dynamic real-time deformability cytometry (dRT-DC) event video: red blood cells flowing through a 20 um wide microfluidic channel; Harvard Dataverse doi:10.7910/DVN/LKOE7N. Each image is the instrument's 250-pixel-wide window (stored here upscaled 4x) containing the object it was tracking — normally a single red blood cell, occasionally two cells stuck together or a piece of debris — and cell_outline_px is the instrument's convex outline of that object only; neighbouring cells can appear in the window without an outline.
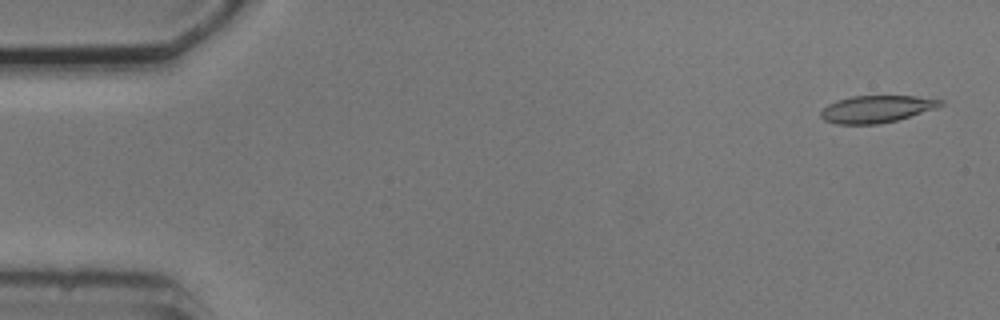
{"species": "common noctule bat (a hibernating species)", "species_latin": "Nyctalus noctula", "temperature_condition": "cold", "stored_images_in_passage": 5, "camera_frame_rate_fps": 3000, "um_per_image_px": 0.085, "animal": {"sex": "male", "body_mass_g": 20.5, "forearm_length_mm": 52.5}, "frame": {"image": 1, "passage_image": 1, "time_ms": 0.0, "image_size_px": [1000, 320], "cell_outline_px": [[944, 104], [936, 108], [896, 120], [880, 124], [836, 124], [824, 120], [820, 116], [820, 112], [828, 104], [852, 96], [916, 96], [944, 100]], "centroid_in_image_um": [74.51, 9.27], "position_along_channel_um": 10.5, "area_um2": 18.79}}
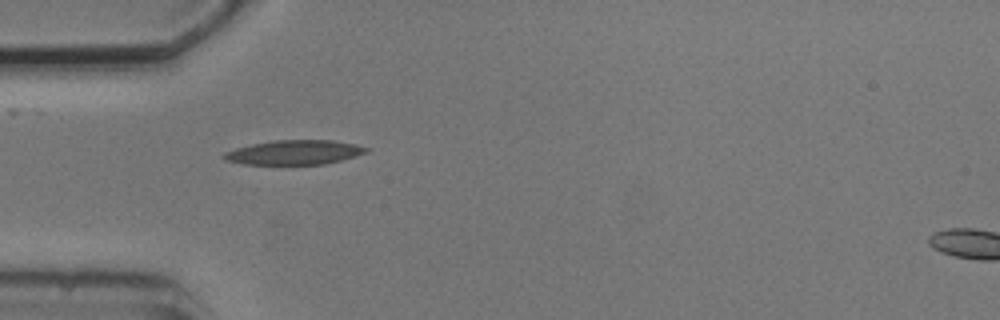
{"frame": {"image": 2, "passage_image": 4, "time_ms": 4.667, "image_size_px": [1000, 320], "cell_outline_px": [[372, 148], [368, 152], [356, 156], [324, 164], [244, 164], [224, 160], [220, 156], [224, 152], [236, 148], [252, 144], [276, 140], [332, 140], [356, 144]], "centroid_in_image_um": [25.03, 12.95], "position_along_channel_um": 60.0, "area_um2": 20.35}}
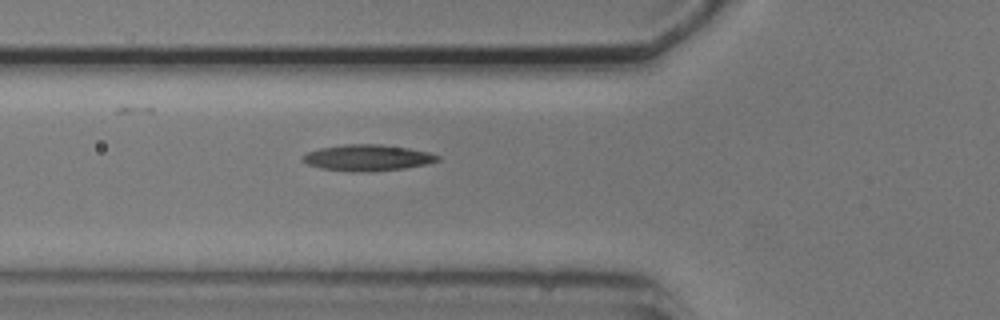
{"frame": {"image": 3, "passage_image": 5, "time_ms": 5.667, "image_size_px": [1000, 320], "cell_outline_px": [[440, 160], [428, 164], [404, 168], [368, 172], [348, 172], [320, 168], [308, 164], [300, 160], [300, 156], [308, 152], [320, 148], [344, 144], [380, 144], [408, 148], [428, 152], [440, 156]], "centroid_in_image_um": [31.21, 13.41], "position_along_channel_um": 94.6, "area_um2": 20.81}}